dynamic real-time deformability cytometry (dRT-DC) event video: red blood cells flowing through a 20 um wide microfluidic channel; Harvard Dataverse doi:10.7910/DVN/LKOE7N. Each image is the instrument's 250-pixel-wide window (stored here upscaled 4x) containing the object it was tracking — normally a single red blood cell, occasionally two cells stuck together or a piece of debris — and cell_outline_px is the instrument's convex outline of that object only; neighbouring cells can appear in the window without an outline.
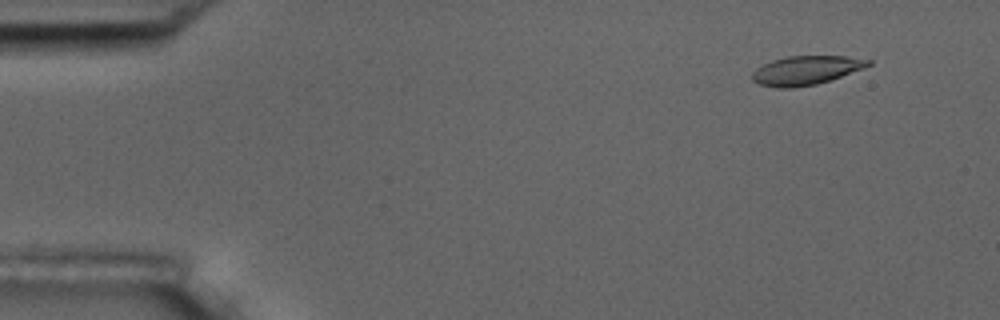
{"species": "common noctule bat (a hibernating species)", "species_latin": "Nyctalus noctula", "temperature_condition": "room temperature", "stored_images_in_passage": 4, "camera_frame_rate_fps": 3000, "um_per_image_px": 0.085, "animal": {"sex": "male", "body_mass_g": 17.5, "forearm_length_mm": 52.3}, "frame": {"image": 1, "passage_image": 1, "time_ms": 0.0, "image_size_px": [1000, 320], "cell_outline_px": [[872, 64], [864, 68], [832, 80], [816, 84], [792, 88], [776, 88], [760, 84], [752, 80], [752, 72], [756, 68], [772, 60], [788, 56], [848, 56], [872, 60]], "centroid_in_image_um": [68.53, 5.98], "position_along_channel_um": 16.5, "area_um2": 19.71}}
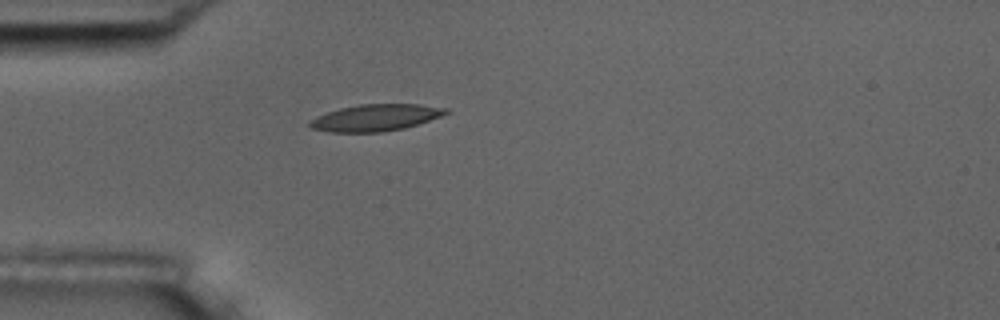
{"frame": {"image": 2, "passage_image": 4, "time_ms": 1.0, "image_size_px": [1000, 320], "cell_outline_px": [[448, 112], [440, 116], [404, 128], [380, 132], [328, 132], [312, 128], [308, 124], [308, 120], [316, 116], [340, 108], [360, 104], [420, 104], [448, 108]], "centroid_in_image_um": [31.88, 10.0], "position_along_channel_um": 53.1, "area_um2": 21.04}}